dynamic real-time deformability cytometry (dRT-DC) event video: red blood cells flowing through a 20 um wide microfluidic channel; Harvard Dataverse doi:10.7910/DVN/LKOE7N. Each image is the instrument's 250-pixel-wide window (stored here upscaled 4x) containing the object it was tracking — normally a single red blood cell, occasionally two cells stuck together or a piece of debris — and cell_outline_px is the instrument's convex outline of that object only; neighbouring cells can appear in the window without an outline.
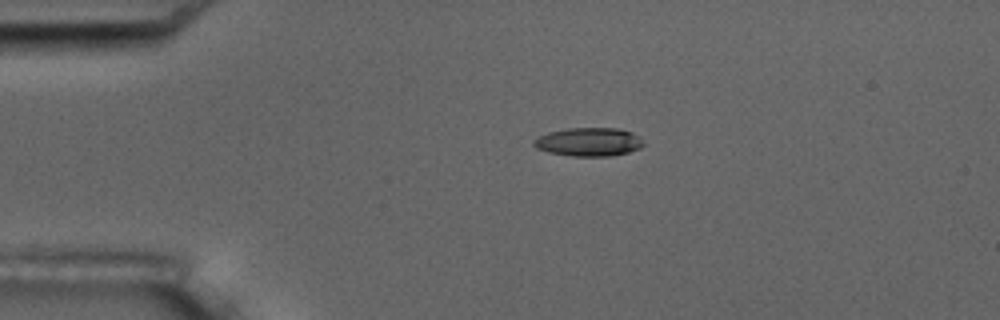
{"species": "common noctule bat (a hibernating species)", "species_latin": "Nyctalus noctula", "temperature_condition": "room temperature", "stored_images_in_passage": 2, "camera_frame_rate_fps": 3000, "um_per_image_px": 0.085, "animal": {"sex": "male", "body_mass_g": 17.5, "forearm_length_mm": 52.3}, "frame": {"image": 1, "passage_image": 1, "time_ms": 0.0, "image_size_px": [1000, 320], "cell_outline_px": [[644, 144], [640, 148], [628, 152], [612, 156], [572, 156], [548, 152], [536, 148], [532, 144], [532, 140], [548, 132], [568, 128], [616, 128], [632, 132], [640, 136]], "centroid_in_image_um": [50.04, 12.06], "position_along_channel_um": 35.0, "area_um2": 18.32}}